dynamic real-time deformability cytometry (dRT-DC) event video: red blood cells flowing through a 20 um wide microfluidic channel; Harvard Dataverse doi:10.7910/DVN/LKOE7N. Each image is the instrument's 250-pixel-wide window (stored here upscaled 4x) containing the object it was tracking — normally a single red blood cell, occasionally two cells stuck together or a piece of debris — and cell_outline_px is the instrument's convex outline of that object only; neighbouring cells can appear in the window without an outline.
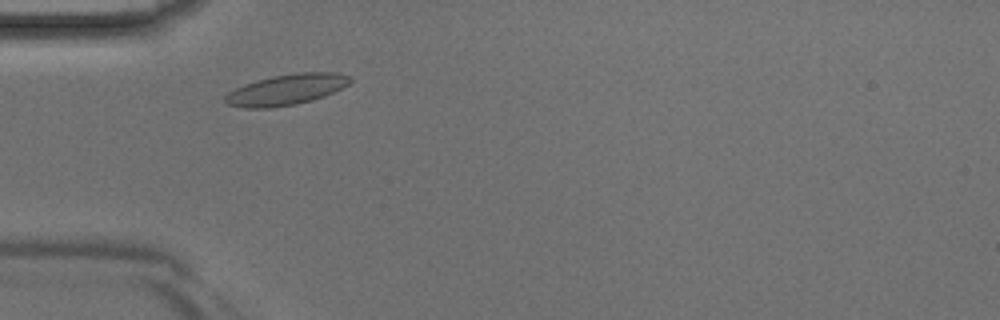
{"species": "Egyptian fruit bat (a non-hibernating species)", "species_latin": "Rousettus aegyptiacus", "temperature_condition": "room temperature", "stored_images_in_passage": 36, "camera_frame_rate_fps": 3000, "um_per_image_px": 0.085, "animal": {"sex": "male"}, "frame": {"image": 1, "passage_image": 5, "time_ms": 1.333, "image_size_px": [1000, 320], "cell_outline_px": [[352, 80], [348, 84], [324, 96], [312, 100], [296, 104], [268, 108], [244, 108], [228, 104], [224, 100], [224, 96], [228, 92], [244, 84], [256, 80], [276, 76], [300, 72], [336, 72], [348, 76]], "centroid_in_image_um": [24.31, 7.62], "position_along_channel_um": 60.7, "area_um2": 22.14}}
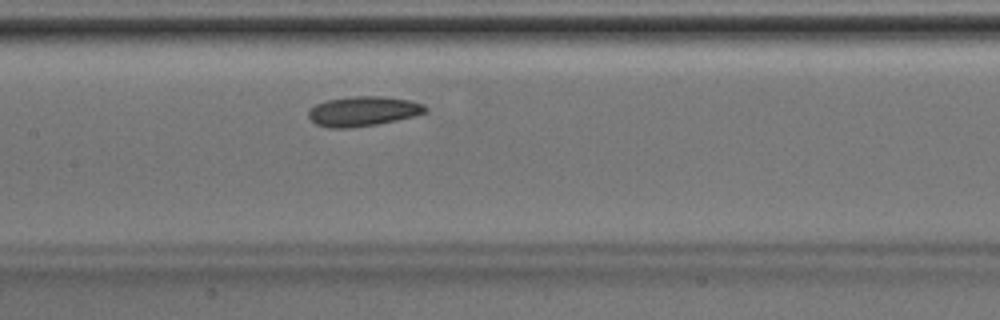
{"frame": {"image": 2, "passage_image": 13, "time_ms": 4.0, "image_size_px": [1000, 320], "cell_outline_px": [[428, 112], [396, 120], [376, 124], [352, 128], [328, 128], [316, 124], [308, 116], [308, 112], [316, 104], [328, 100], [356, 96], [380, 96], [408, 100], [424, 104], [428, 108]], "centroid_in_image_um": [30.87, 9.46], "position_along_channel_um": 176.5, "area_um2": 20.11}}
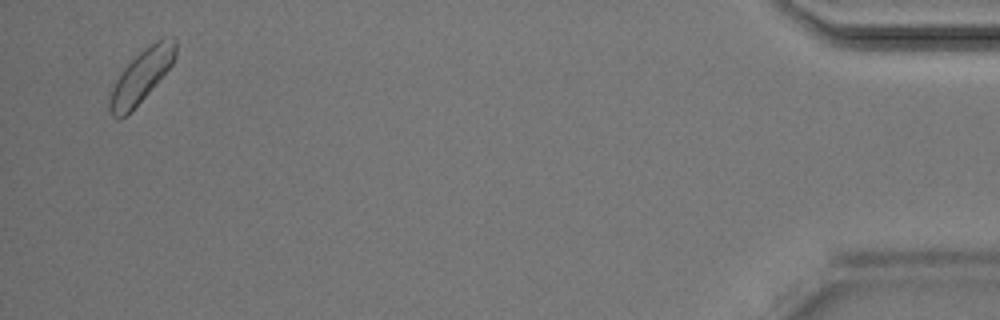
{"frame": {"image": 3, "passage_image": 35, "time_ms": 11.333, "image_size_px": [1000, 320], "cell_outline_px": [[176, 56], [172, 64], [148, 92], [120, 120], [112, 116], [108, 108], [108, 104], [112, 88], [116, 80], [124, 68], [144, 48], [156, 40], [164, 36], [176, 36]], "centroid_in_image_um": [12.03, 6.41], "position_along_channel_um": 423.2, "area_um2": 19.77}}